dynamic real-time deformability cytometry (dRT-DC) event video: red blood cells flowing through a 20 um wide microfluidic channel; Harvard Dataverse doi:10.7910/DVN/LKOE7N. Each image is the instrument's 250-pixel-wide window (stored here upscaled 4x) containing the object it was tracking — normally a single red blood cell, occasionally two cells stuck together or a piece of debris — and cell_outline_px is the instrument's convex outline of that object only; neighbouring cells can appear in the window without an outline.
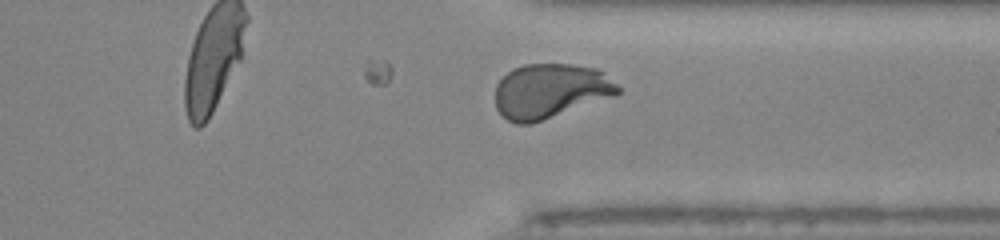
{"species": "human", "species_latin": "Homo sapiens", "temperature_condition": "room temperature", "stored_images_in_passage": 23, "camera_frame_rate_fps": 3000, "um_per_image_px": 0.085, "donor": {"sex": "male"}, "frame": {"image": 1, "passage_image": 23, "time_ms": 7.333, "image_size_px": [1000, 240], "cell_outline_px": [[620, 92], [616, 96], [532, 124], [516, 124], [508, 120], [496, 108], [496, 84], [512, 68], [524, 64], [572, 64], [600, 68], [620, 88]], "centroid_in_image_um": [46.8, 7.73], "position_along_channel_um": 364.6, "area_um2": 39.42}}